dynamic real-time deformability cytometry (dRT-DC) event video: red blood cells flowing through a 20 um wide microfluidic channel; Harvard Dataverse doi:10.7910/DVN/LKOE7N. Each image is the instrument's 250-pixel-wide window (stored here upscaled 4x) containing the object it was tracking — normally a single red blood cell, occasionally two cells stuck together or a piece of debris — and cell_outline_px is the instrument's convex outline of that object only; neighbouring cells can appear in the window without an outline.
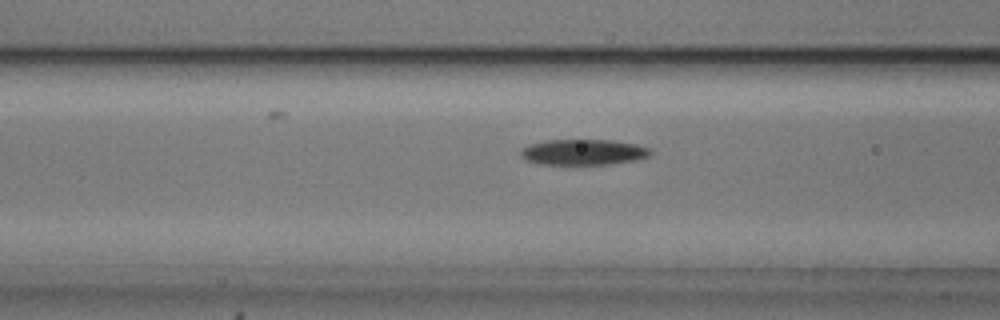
{"species": "common noctule bat (a hibernating species)", "species_latin": "Nyctalus noctula", "temperature_condition": "cold", "stored_images_in_passage": 40, "camera_frame_rate_fps": 3000, "um_per_image_px": 0.085, "animal": {"sex": "male", "body_mass_g": 20.5, "forearm_length_mm": 52.5}, "frame": {"image": 1, "passage_image": 6, "time_ms": 1.667, "image_size_px": [1000, 320], "cell_outline_px": [[652, 152], [648, 156], [632, 160], [612, 164], [540, 164], [528, 160], [520, 156], [520, 148], [528, 144], [548, 140], [612, 140], [636, 144], [648, 148]], "centroid_in_image_um": [49.53, 12.92], "position_along_channel_um": 117.1, "area_um2": 19.31}}
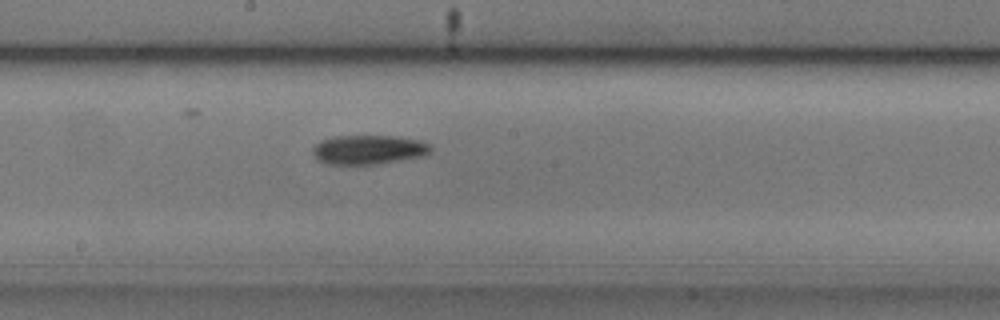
{"frame": {"image": 2, "passage_image": 14, "time_ms": 4.333, "image_size_px": [1000, 320], "cell_outline_px": [[432, 152], [424, 156], [376, 164], [332, 164], [320, 160], [312, 152], [312, 148], [320, 140], [332, 136], [392, 136], [420, 140], [432, 144]], "centroid_in_image_um": [31.38, 12.71], "position_along_channel_um": 216.8, "area_um2": 20.11}}
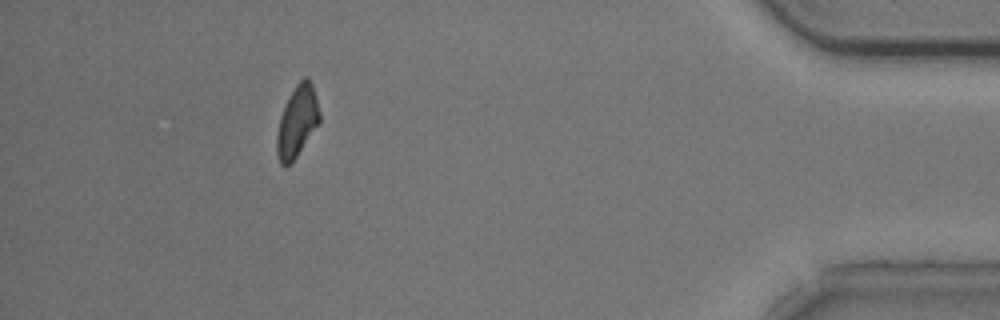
{"frame": {"image": 3, "passage_image": 34, "time_ms": 11.0, "image_size_px": [1000, 320], "cell_outline_px": [[320, 124], [296, 156], [288, 164], [280, 164], [276, 152], [276, 136], [280, 116], [296, 84], [304, 76], [308, 76], [312, 84], [316, 96], [320, 112]], "centroid_in_image_um": [25.28, 10.3], "position_along_channel_um": 409.9, "area_um2": 17.63}}